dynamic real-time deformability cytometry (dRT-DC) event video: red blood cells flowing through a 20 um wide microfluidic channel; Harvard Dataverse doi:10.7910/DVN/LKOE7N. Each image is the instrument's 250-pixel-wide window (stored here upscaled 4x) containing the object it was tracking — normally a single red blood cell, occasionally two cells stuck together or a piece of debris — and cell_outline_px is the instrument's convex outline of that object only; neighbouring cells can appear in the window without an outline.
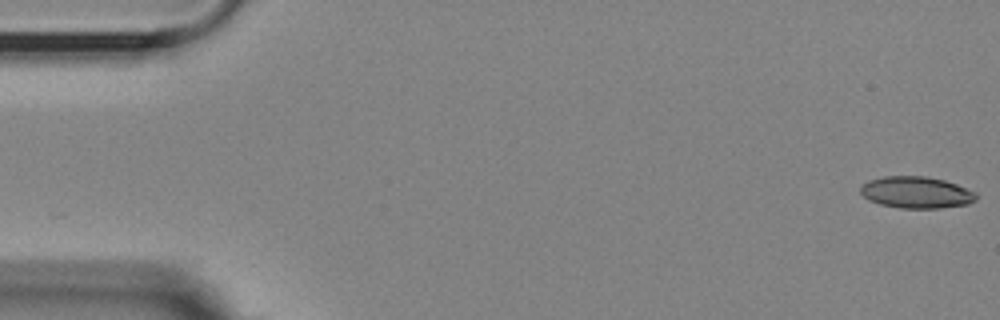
{"species": "Egyptian fruit bat (a non-hibernating species)", "species_latin": "Rousettus aegyptiacus", "temperature_condition": "room temperature", "stored_images_in_passage": 14, "camera_frame_rate_fps": 3000, "um_per_image_px": 0.085, "animal": {"sex": "female"}, "frame": {"image": 1, "passage_image": 1, "time_ms": 0.0, "image_size_px": [1000, 320], "cell_outline_px": [[976, 200], [968, 204], [940, 208], [900, 208], [880, 204], [868, 200], [860, 192], [860, 188], [868, 180], [884, 176], [924, 176], [944, 180], [956, 184], [976, 192]], "centroid_in_image_um": [77.88, 16.35], "position_along_channel_um": 7.1, "area_um2": 21.33}}
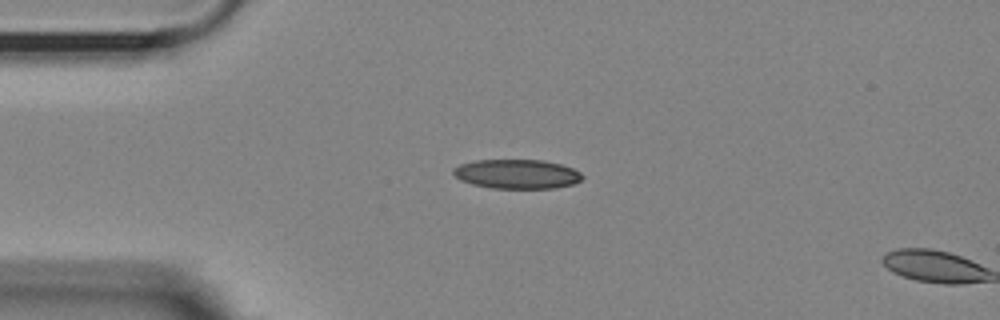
{"frame": {"image": 2, "passage_image": 13, "time_ms": 4.0, "image_size_px": [1000, 320], "cell_outline_px": [[584, 176], [580, 180], [572, 184], [556, 188], [492, 188], [472, 184], [460, 180], [452, 172], [452, 168], [460, 164], [476, 160], [544, 160], [560, 164], [572, 168], [580, 172]], "centroid_in_image_um": [43.92, 14.79], "position_along_channel_um": 41.1, "area_um2": 22.02}}